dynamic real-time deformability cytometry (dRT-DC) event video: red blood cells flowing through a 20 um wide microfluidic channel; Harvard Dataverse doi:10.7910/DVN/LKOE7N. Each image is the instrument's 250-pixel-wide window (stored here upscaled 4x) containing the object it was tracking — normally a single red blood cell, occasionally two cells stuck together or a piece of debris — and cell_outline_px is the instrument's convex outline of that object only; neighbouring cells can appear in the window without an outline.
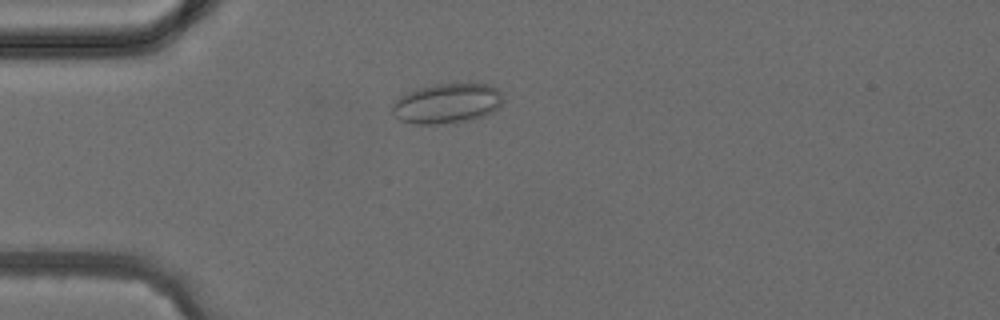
{"species": "common noctule bat (a hibernating species)", "species_latin": "Nyctalus noctula", "temperature_condition": "cold", "stored_images_in_passage": 3, "camera_frame_rate_fps": 3000, "um_per_image_px": 0.085, "animal": {"sex": "female", "body_mass_g": 24.6, "forearm_length_mm": 56.2}, "frame": {"image": 1, "passage_image": 3, "time_ms": 2.333, "image_size_px": [1000, 320], "cell_outline_px": [[500, 104], [492, 112], [484, 116], [468, 120], [440, 124], [412, 124], [400, 120], [392, 116], [392, 104], [400, 96], [408, 92], [420, 88], [436, 84], [472, 80], [488, 84], [496, 88], [500, 92]], "centroid_in_image_um": [37.97, 8.76], "position_along_channel_um": 47.0, "area_um2": 26.3}}